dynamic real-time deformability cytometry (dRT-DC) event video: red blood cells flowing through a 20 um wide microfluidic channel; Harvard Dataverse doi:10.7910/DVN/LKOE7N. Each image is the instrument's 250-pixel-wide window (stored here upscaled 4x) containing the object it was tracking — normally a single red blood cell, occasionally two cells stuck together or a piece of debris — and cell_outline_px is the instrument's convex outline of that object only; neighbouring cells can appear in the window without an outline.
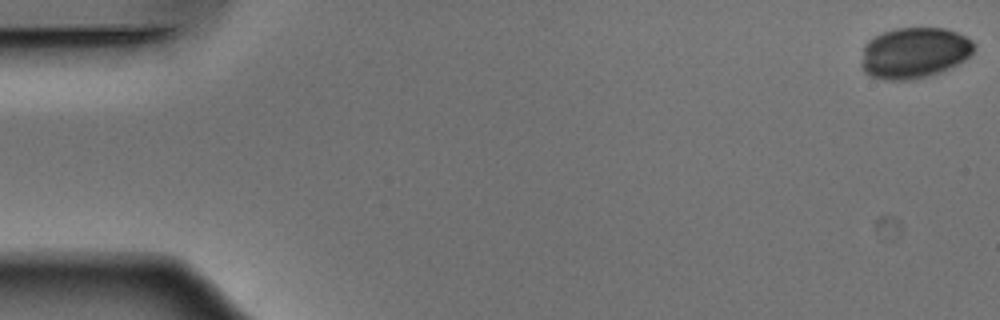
{"species": "Egyptian fruit bat (a non-hibernating species)", "species_latin": "Rousettus aegyptiacus", "temperature_condition": "warm", "stored_images_in_passage": 16, "camera_frame_rate_fps": 3000, "um_per_image_px": 0.085, "animal": {"sex": "male"}, "frame": {"image": 1, "passage_image": 1, "time_ms": 0.0, "image_size_px": [1000, 320], "cell_outline_px": [[976, 48], [964, 60], [940, 72], [928, 76], [908, 80], [884, 80], [868, 76], [864, 72], [860, 64], [864, 44], [868, 40], [884, 32], [896, 28], [944, 28], [968, 36], [976, 44]], "centroid_in_image_um": [77.69, 4.49], "position_along_channel_um": 7.3, "area_um2": 33.7}}
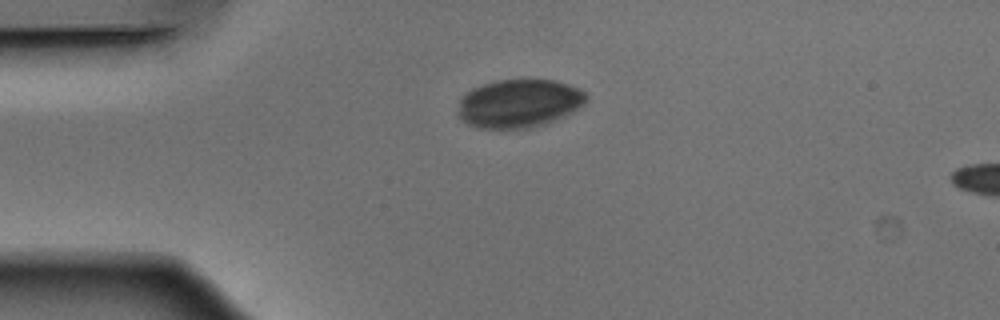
{"frame": {"image": 2, "passage_image": 13, "time_ms": 4.0, "image_size_px": [1000, 320], "cell_outline_px": [[588, 100], [584, 104], [572, 112], [564, 116], [544, 124], [528, 128], [480, 128], [468, 124], [460, 116], [460, 100], [464, 92], [472, 88], [496, 80], [552, 80], [568, 84], [580, 88], [588, 96]], "centroid_in_image_um": [44.15, 8.78], "position_along_channel_um": 40.9, "area_um2": 35.89}}